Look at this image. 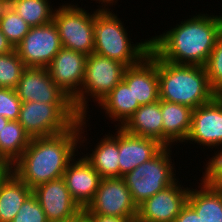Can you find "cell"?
<instances>
[{
  "mask_svg": "<svg viewBox=\"0 0 222 222\" xmlns=\"http://www.w3.org/2000/svg\"><path fill=\"white\" fill-rule=\"evenodd\" d=\"M86 121L89 120L81 118L69 130L59 134L33 137L9 169L32 190L45 182L63 177L68 164L78 155V148L87 141L82 135L85 134L84 127L87 128Z\"/></svg>",
  "mask_w": 222,
  "mask_h": 222,
  "instance_id": "obj_1",
  "label": "cell"
},
{
  "mask_svg": "<svg viewBox=\"0 0 222 222\" xmlns=\"http://www.w3.org/2000/svg\"><path fill=\"white\" fill-rule=\"evenodd\" d=\"M180 22L175 28L150 38L151 50L173 64L204 66L222 33V14L196 13Z\"/></svg>",
  "mask_w": 222,
  "mask_h": 222,
  "instance_id": "obj_2",
  "label": "cell"
},
{
  "mask_svg": "<svg viewBox=\"0 0 222 222\" xmlns=\"http://www.w3.org/2000/svg\"><path fill=\"white\" fill-rule=\"evenodd\" d=\"M157 74L161 100L196 109L217 95L209 85L204 66L173 64L157 56Z\"/></svg>",
  "mask_w": 222,
  "mask_h": 222,
  "instance_id": "obj_3",
  "label": "cell"
},
{
  "mask_svg": "<svg viewBox=\"0 0 222 222\" xmlns=\"http://www.w3.org/2000/svg\"><path fill=\"white\" fill-rule=\"evenodd\" d=\"M109 8H98L94 15V53L119 61L127 67L138 64L151 49L150 38L134 44L127 27ZM133 43V44H131Z\"/></svg>",
  "mask_w": 222,
  "mask_h": 222,
  "instance_id": "obj_4",
  "label": "cell"
},
{
  "mask_svg": "<svg viewBox=\"0 0 222 222\" xmlns=\"http://www.w3.org/2000/svg\"><path fill=\"white\" fill-rule=\"evenodd\" d=\"M126 68L125 64L94 52L87 56L81 91L72 100L81 118L88 116L89 98L99 104L123 80Z\"/></svg>",
  "mask_w": 222,
  "mask_h": 222,
  "instance_id": "obj_5",
  "label": "cell"
},
{
  "mask_svg": "<svg viewBox=\"0 0 222 222\" xmlns=\"http://www.w3.org/2000/svg\"><path fill=\"white\" fill-rule=\"evenodd\" d=\"M170 149L163 147L153 158L122 176L137 207L178 180Z\"/></svg>",
  "mask_w": 222,
  "mask_h": 222,
  "instance_id": "obj_6",
  "label": "cell"
},
{
  "mask_svg": "<svg viewBox=\"0 0 222 222\" xmlns=\"http://www.w3.org/2000/svg\"><path fill=\"white\" fill-rule=\"evenodd\" d=\"M81 116L73 104L22 102L18 122L33 137L52 136L69 130Z\"/></svg>",
  "mask_w": 222,
  "mask_h": 222,
  "instance_id": "obj_7",
  "label": "cell"
},
{
  "mask_svg": "<svg viewBox=\"0 0 222 222\" xmlns=\"http://www.w3.org/2000/svg\"><path fill=\"white\" fill-rule=\"evenodd\" d=\"M67 4V5H65ZM55 8L53 22L62 47L89 56L94 52V13L69 3Z\"/></svg>",
  "mask_w": 222,
  "mask_h": 222,
  "instance_id": "obj_8",
  "label": "cell"
},
{
  "mask_svg": "<svg viewBox=\"0 0 222 222\" xmlns=\"http://www.w3.org/2000/svg\"><path fill=\"white\" fill-rule=\"evenodd\" d=\"M83 214L137 218L138 207L123 177L104 178Z\"/></svg>",
  "mask_w": 222,
  "mask_h": 222,
  "instance_id": "obj_9",
  "label": "cell"
},
{
  "mask_svg": "<svg viewBox=\"0 0 222 222\" xmlns=\"http://www.w3.org/2000/svg\"><path fill=\"white\" fill-rule=\"evenodd\" d=\"M62 48L54 22L31 27L22 41L14 47L26 67H45Z\"/></svg>",
  "mask_w": 222,
  "mask_h": 222,
  "instance_id": "obj_10",
  "label": "cell"
},
{
  "mask_svg": "<svg viewBox=\"0 0 222 222\" xmlns=\"http://www.w3.org/2000/svg\"><path fill=\"white\" fill-rule=\"evenodd\" d=\"M188 141L212 150L222 146V95H216L210 102L193 109L191 128L185 142Z\"/></svg>",
  "mask_w": 222,
  "mask_h": 222,
  "instance_id": "obj_11",
  "label": "cell"
},
{
  "mask_svg": "<svg viewBox=\"0 0 222 222\" xmlns=\"http://www.w3.org/2000/svg\"><path fill=\"white\" fill-rule=\"evenodd\" d=\"M15 91L22 102L73 104L72 99L53 82L45 67H26Z\"/></svg>",
  "mask_w": 222,
  "mask_h": 222,
  "instance_id": "obj_12",
  "label": "cell"
},
{
  "mask_svg": "<svg viewBox=\"0 0 222 222\" xmlns=\"http://www.w3.org/2000/svg\"><path fill=\"white\" fill-rule=\"evenodd\" d=\"M178 181L142 203L138 207L136 222H174L187 204L190 189Z\"/></svg>",
  "mask_w": 222,
  "mask_h": 222,
  "instance_id": "obj_13",
  "label": "cell"
},
{
  "mask_svg": "<svg viewBox=\"0 0 222 222\" xmlns=\"http://www.w3.org/2000/svg\"><path fill=\"white\" fill-rule=\"evenodd\" d=\"M36 197L49 222L64 221L83 213L71 196L63 177L50 180L34 188Z\"/></svg>",
  "mask_w": 222,
  "mask_h": 222,
  "instance_id": "obj_14",
  "label": "cell"
},
{
  "mask_svg": "<svg viewBox=\"0 0 222 222\" xmlns=\"http://www.w3.org/2000/svg\"><path fill=\"white\" fill-rule=\"evenodd\" d=\"M87 56L62 47L47 67L53 82L72 100L80 93Z\"/></svg>",
  "mask_w": 222,
  "mask_h": 222,
  "instance_id": "obj_15",
  "label": "cell"
},
{
  "mask_svg": "<svg viewBox=\"0 0 222 222\" xmlns=\"http://www.w3.org/2000/svg\"><path fill=\"white\" fill-rule=\"evenodd\" d=\"M123 81L132 89L140 106L160 100L157 55L150 49L138 64L126 68Z\"/></svg>",
  "mask_w": 222,
  "mask_h": 222,
  "instance_id": "obj_16",
  "label": "cell"
},
{
  "mask_svg": "<svg viewBox=\"0 0 222 222\" xmlns=\"http://www.w3.org/2000/svg\"><path fill=\"white\" fill-rule=\"evenodd\" d=\"M83 154L68 164L63 179L73 199L85 209L93 200L102 178Z\"/></svg>",
  "mask_w": 222,
  "mask_h": 222,
  "instance_id": "obj_17",
  "label": "cell"
},
{
  "mask_svg": "<svg viewBox=\"0 0 222 222\" xmlns=\"http://www.w3.org/2000/svg\"><path fill=\"white\" fill-rule=\"evenodd\" d=\"M163 147L157 140L129 134L119 127L120 177L153 158Z\"/></svg>",
  "mask_w": 222,
  "mask_h": 222,
  "instance_id": "obj_18",
  "label": "cell"
},
{
  "mask_svg": "<svg viewBox=\"0 0 222 222\" xmlns=\"http://www.w3.org/2000/svg\"><path fill=\"white\" fill-rule=\"evenodd\" d=\"M160 109L163 122V146L171 147L175 142H185L191 128L193 109L161 99Z\"/></svg>",
  "mask_w": 222,
  "mask_h": 222,
  "instance_id": "obj_19",
  "label": "cell"
},
{
  "mask_svg": "<svg viewBox=\"0 0 222 222\" xmlns=\"http://www.w3.org/2000/svg\"><path fill=\"white\" fill-rule=\"evenodd\" d=\"M198 189H189L187 203L196 211L201 222H222V189L205 175Z\"/></svg>",
  "mask_w": 222,
  "mask_h": 222,
  "instance_id": "obj_20",
  "label": "cell"
},
{
  "mask_svg": "<svg viewBox=\"0 0 222 222\" xmlns=\"http://www.w3.org/2000/svg\"><path fill=\"white\" fill-rule=\"evenodd\" d=\"M31 194L32 189L7 168L0 175V222H11Z\"/></svg>",
  "mask_w": 222,
  "mask_h": 222,
  "instance_id": "obj_21",
  "label": "cell"
},
{
  "mask_svg": "<svg viewBox=\"0 0 222 222\" xmlns=\"http://www.w3.org/2000/svg\"><path fill=\"white\" fill-rule=\"evenodd\" d=\"M121 128L129 134L152 138L163 145L160 100L141 105Z\"/></svg>",
  "mask_w": 222,
  "mask_h": 222,
  "instance_id": "obj_22",
  "label": "cell"
},
{
  "mask_svg": "<svg viewBox=\"0 0 222 222\" xmlns=\"http://www.w3.org/2000/svg\"><path fill=\"white\" fill-rule=\"evenodd\" d=\"M116 133L108 135L95 144L92 153L84 154L85 159L99 173L102 179L120 177L119 167V127Z\"/></svg>",
  "mask_w": 222,
  "mask_h": 222,
  "instance_id": "obj_23",
  "label": "cell"
},
{
  "mask_svg": "<svg viewBox=\"0 0 222 222\" xmlns=\"http://www.w3.org/2000/svg\"><path fill=\"white\" fill-rule=\"evenodd\" d=\"M97 106L103 109L109 119L114 122L119 121L114 125L116 128L122 127L140 107L138 101L134 99L132 89L123 80Z\"/></svg>",
  "mask_w": 222,
  "mask_h": 222,
  "instance_id": "obj_24",
  "label": "cell"
},
{
  "mask_svg": "<svg viewBox=\"0 0 222 222\" xmlns=\"http://www.w3.org/2000/svg\"><path fill=\"white\" fill-rule=\"evenodd\" d=\"M31 137L18 121H11L0 132V160L9 168L28 147Z\"/></svg>",
  "mask_w": 222,
  "mask_h": 222,
  "instance_id": "obj_25",
  "label": "cell"
},
{
  "mask_svg": "<svg viewBox=\"0 0 222 222\" xmlns=\"http://www.w3.org/2000/svg\"><path fill=\"white\" fill-rule=\"evenodd\" d=\"M49 0H10V7L31 27L53 21L55 8Z\"/></svg>",
  "mask_w": 222,
  "mask_h": 222,
  "instance_id": "obj_26",
  "label": "cell"
},
{
  "mask_svg": "<svg viewBox=\"0 0 222 222\" xmlns=\"http://www.w3.org/2000/svg\"><path fill=\"white\" fill-rule=\"evenodd\" d=\"M25 68L15 49L0 55V88L15 89Z\"/></svg>",
  "mask_w": 222,
  "mask_h": 222,
  "instance_id": "obj_27",
  "label": "cell"
},
{
  "mask_svg": "<svg viewBox=\"0 0 222 222\" xmlns=\"http://www.w3.org/2000/svg\"><path fill=\"white\" fill-rule=\"evenodd\" d=\"M31 26L10 6L0 21V31L6 36L13 47L17 46L29 32Z\"/></svg>",
  "mask_w": 222,
  "mask_h": 222,
  "instance_id": "obj_28",
  "label": "cell"
},
{
  "mask_svg": "<svg viewBox=\"0 0 222 222\" xmlns=\"http://www.w3.org/2000/svg\"><path fill=\"white\" fill-rule=\"evenodd\" d=\"M204 68L210 87L217 95H222V33L218 36Z\"/></svg>",
  "mask_w": 222,
  "mask_h": 222,
  "instance_id": "obj_29",
  "label": "cell"
},
{
  "mask_svg": "<svg viewBox=\"0 0 222 222\" xmlns=\"http://www.w3.org/2000/svg\"><path fill=\"white\" fill-rule=\"evenodd\" d=\"M11 222H49L36 197L31 194Z\"/></svg>",
  "mask_w": 222,
  "mask_h": 222,
  "instance_id": "obj_30",
  "label": "cell"
},
{
  "mask_svg": "<svg viewBox=\"0 0 222 222\" xmlns=\"http://www.w3.org/2000/svg\"><path fill=\"white\" fill-rule=\"evenodd\" d=\"M22 101L15 89L0 88V115L11 121L19 118Z\"/></svg>",
  "mask_w": 222,
  "mask_h": 222,
  "instance_id": "obj_31",
  "label": "cell"
},
{
  "mask_svg": "<svg viewBox=\"0 0 222 222\" xmlns=\"http://www.w3.org/2000/svg\"><path fill=\"white\" fill-rule=\"evenodd\" d=\"M205 175L216 187L222 189V150L214 153L205 165Z\"/></svg>",
  "mask_w": 222,
  "mask_h": 222,
  "instance_id": "obj_32",
  "label": "cell"
},
{
  "mask_svg": "<svg viewBox=\"0 0 222 222\" xmlns=\"http://www.w3.org/2000/svg\"><path fill=\"white\" fill-rule=\"evenodd\" d=\"M174 222H201L196 211L187 203L175 218Z\"/></svg>",
  "mask_w": 222,
  "mask_h": 222,
  "instance_id": "obj_33",
  "label": "cell"
},
{
  "mask_svg": "<svg viewBox=\"0 0 222 222\" xmlns=\"http://www.w3.org/2000/svg\"><path fill=\"white\" fill-rule=\"evenodd\" d=\"M85 222H136L137 218H121L105 215H84Z\"/></svg>",
  "mask_w": 222,
  "mask_h": 222,
  "instance_id": "obj_34",
  "label": "cell"
},
{
  "mask_svg": "<svg viewBox=\"0 0 222 222\" xmlns=\"http://www.w3.org/2000/svg\"><path fill=\"white\" fill-rule=\"evenodd\" d=\"M14 50L12 44L7 40L6 36L0 31V55L7 54Z\"/></svg>",
  "mask_w": 222,
  "mask_h": 222,
  "instance_id": "obj_35",
  "label": "cell"
},
{
  "mask_svg": "<svg viewBox=\"0 0 222 222\" xmlns=\"http://www.w3.org/2000/svg\"><path fill=\"white\" fill-rule=\"evenodd\" d=\"M10 6V0H0V21L4 16L5 11Z\"/></svg>",
  "mask_w": 222,
  "mask_h": 222,
  "instance_id": "obj_36",
  "label": "cell"
},
{
  "mask_svg": "<svg viewBox=\"0 0 222 222\" xmlns=\"http://www.w3.org/2000/svg\"><path fill=\"white\" fill-rule=\"evenodd\" d=\"M53 222H85L84 214L79 213L76 217L70 218L64 221H53Z\"/></svg>",
  "mask_w": 222,
  "mask_h": 222,
  "instance_id": "obj_37",
  "label": "cell"
},
{
  "mask_svg": "<svg viewBox=\"0 0 222 222\" xmlns=\"http://www.w3.org/2000/svg\"><path fill=\"white\" fill-rule=\"evenodd\" d=\"M93 1H99V4L101 2V7L100 8H109V6L111 7V5L113 6V3H117L118 0H93ZM109 5V6H108ZM104 6V7H103ZM107 6V7H106Z\"/></svg>",
  "mask_w": 222,
  "mask_h": 222,
  "instance_id": "obj_38",
  "label": "cell"
},
{
  "mask_svg": "<svg viewBox=\"0 0 222 222\" xmlns=\"http://www.w3.org/2000/svg\"><path fill=\"white\" fill-rule=\"evenodd\" d=\"M8 122L9 120L7 118L0 115V132Z\"/></svg>",
  "mask_w": 222,
  "mask_h": 222,
  "instance_id": "obj_39",
  "label": "cell"
},
{
  "mask_svg": "<svg viewBox=\"0 0 222 222\" xmlns=\"http://www.w3.org/2000/svg\"><path fill=\"white\" fill-rule=\"evenodd\" d=\"M6 170V168L0 163V175Z\"/></svg>",
  "mask_w": 222,
  "mask_h": 222,
  "instance_id": "obj_40",
  "label": "cell"
},
{
  "mask_svg": "<svg viewBox=\"0 0 222 222\" xmlns=\"http://www.w3.org/2000/svg\"><path fill=\"white\" fill-rule=\"evenodd\" d=\"M0 163L7 169L8 167L0 160Z\"/></svg>",
  "mask_w": 222,
  "mask_h": 222,
  "instance_id": "obj_41",
  "label": "cell"
}]
</instances>
